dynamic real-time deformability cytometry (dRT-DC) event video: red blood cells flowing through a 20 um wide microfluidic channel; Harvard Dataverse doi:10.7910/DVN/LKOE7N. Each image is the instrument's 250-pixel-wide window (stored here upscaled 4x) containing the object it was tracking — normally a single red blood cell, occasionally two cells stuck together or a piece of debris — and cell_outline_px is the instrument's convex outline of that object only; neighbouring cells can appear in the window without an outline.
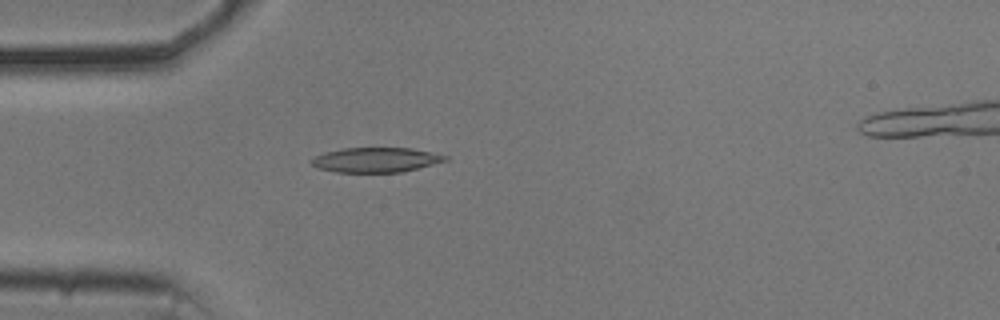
{"species": "common noctule bat (a hibernating species)", "species_latin": "Nyctalus noctula", "temperature_condition": "cold", "stored_images_in_passage": 55, "segment_of_instrument_passage": [1, 2], "camera_frame_rate_fps": 3000, "um_per_image_px": 0.085, "animal": {"sex": "male", "body_mass_g": 20.5, "forearm_length_mm": 52.5}, "frame": {"image": 1, "passage_image": 15, "time_ms": 4.667, "image_size_px": [1000, 320], "cell_outline_px": [[448, 160], [404, 172], [336, 172], [320, 168], [312, 164], [312, 160], [316, 156], [324, 152], [344, 148], [412, 148], [432, 152], [448, 156]], "centroid_in_image_um": [32.0, 13.58], "position_along_channel_um": 53.0, "area_um2": 19.19}}
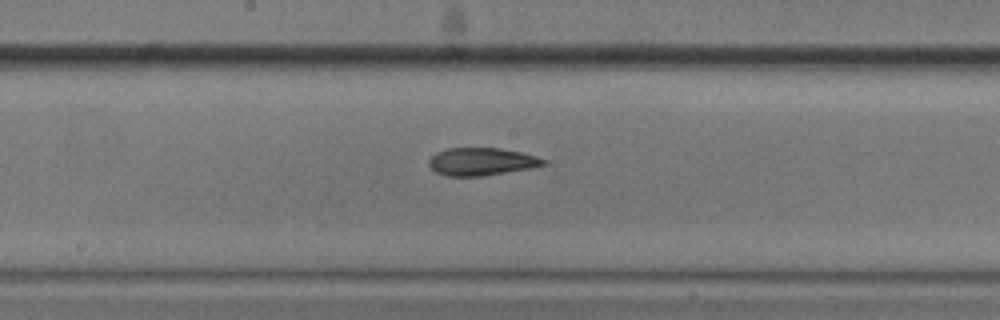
{"frame": {"image": 2, "passage_image": 28, "time_ms": 9.0, "image_size_px": [1000, 320], "cell_outline_px": [[548, 164], [532, 168], [480, 176], [444, 176], [436, 172], [428, 164], [428, 160], [436, 152], [448, 148], [500, 148], [524, 152], [548, 160]], "centroid_in_image_um": [40.96, 13.73], "position_along_channel_um": 207.2, "area_um2": 18.67}}
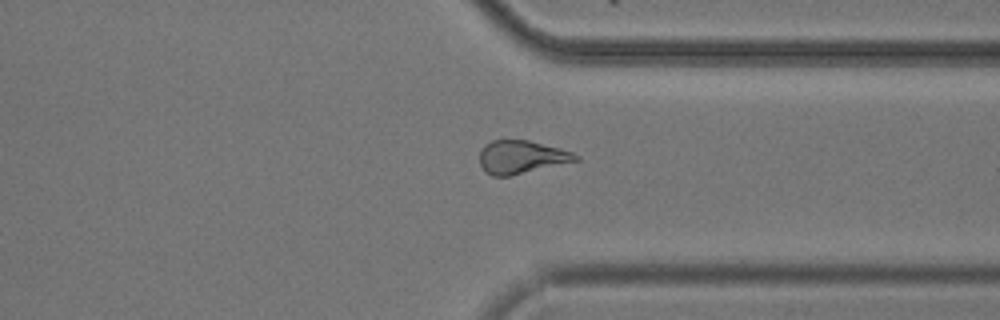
{"frame": {"image": 3, "passage_image": 41, "time_ms": 13.333, "image_size_px": [1000, 320], "cell_outline_px": [[580, 160], [508, 176], [492, 176], [484, 172], [480, 164], [480, 152], [484, 144], [492, 140], [528, 140], [560, 148], [572, 152], [580, 156]], "centroid_in_image_um": [44.3, 13.35], "position_along_channel_um": 367.1, "area_um2": 18.55}}